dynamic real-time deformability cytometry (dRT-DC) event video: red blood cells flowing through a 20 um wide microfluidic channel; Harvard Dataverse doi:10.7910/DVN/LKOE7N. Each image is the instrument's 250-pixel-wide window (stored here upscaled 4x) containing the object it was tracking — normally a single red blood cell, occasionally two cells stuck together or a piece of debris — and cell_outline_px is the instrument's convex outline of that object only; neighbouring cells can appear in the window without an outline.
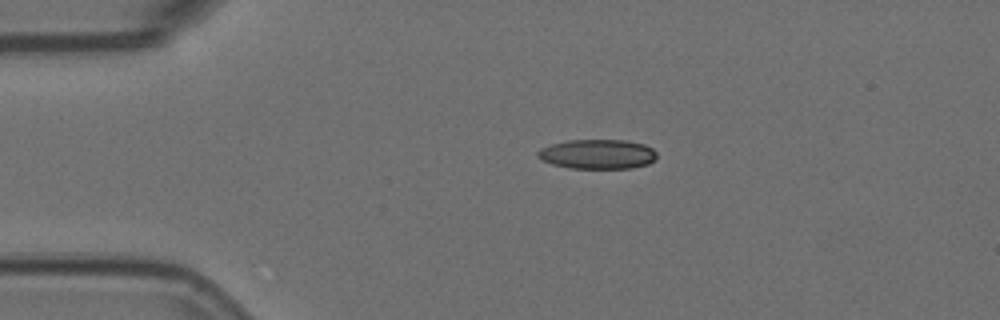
{"species": "Egyptian fruit bat (a non-hibernating species)", "species_latin": "Rousettus aegyptiacus", "temperature_condition": "room temperature", "stored_images_in_passage": 3, "camera_frame_rate_fps": 3000, "um_per_image_px": 0.085, "animal": {"sex": "female"}, "frame": {"image": 1, "passage_image": 2, "time_ms": 0.333, "image_size_px": [1000, 320], "cell_outline_px": [[656, 160], [648, 164], [632, 168], [572, 168], [552, 164], [540, 160], [536, 156], [536, 152], [540, 148], [552, 144], [568, 140], [624, 140], [644, 144], [652, 148], [656, 152]], "centroid_in_image_um": [50.78, 13.1], "position_along_channel_um": 34.2, "area_um2": 20.63}}